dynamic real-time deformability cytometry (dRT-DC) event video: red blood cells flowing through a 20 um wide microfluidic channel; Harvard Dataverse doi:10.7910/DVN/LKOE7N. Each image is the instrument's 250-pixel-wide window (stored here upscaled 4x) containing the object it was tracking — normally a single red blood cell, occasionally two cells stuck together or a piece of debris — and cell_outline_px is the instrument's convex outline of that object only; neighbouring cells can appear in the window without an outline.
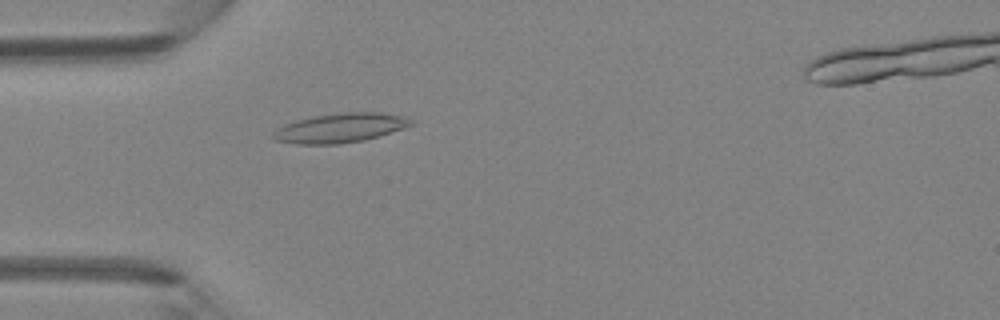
{"species": "Egyptian fruit bat (a non-hibernating species)", "species_latin": "Rousettus aegyptiacus", "temperature_condition": "room temperature", "stored_images_in_passage": 47, "camera_frame_rate_fps": 3000, "um_per_image_px": 0.085, "animal": {"sex": "female"}, "frame": {"image": 1, "passage_image": 14, "time_ms": 4.333, "image_size_px": [1000, 320], "cell_outline_px": [[412, 124], [364, 140], [340, 144], [296, 144], [276, 140], [272, 136], [272, 132], [276, 128], [284, 124], [296, 120], [316, 116], [344, 112], [380, 112], [404, 116], [412, 120]], "centroid_in_image_um": [28.85, 10.87], "position_along_channel_um": 56.2, "area_um2": 23.24}}
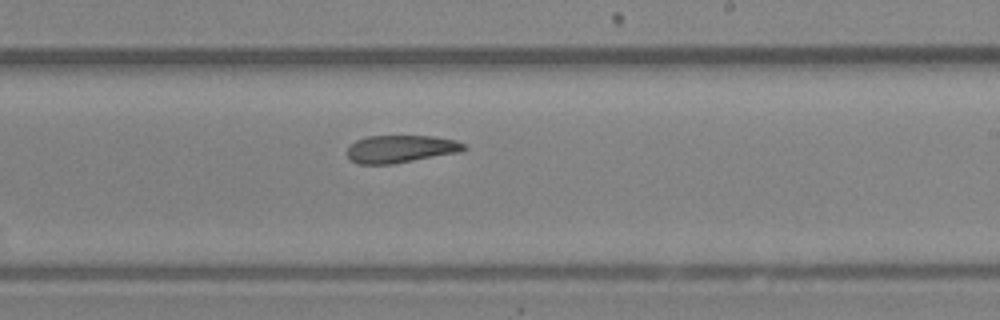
{"frame": {"image": 2, "passage_image": 28, "time_ms": 9.0, "image_size_px": [1000, 320], "cell_outline_px": [[468, 148], [460, 152], [392, 164], [360, 164], [352, 160], [348, 156], [348, 148], [356, 140], [368, 136], [432, 136], [456, 140], [464, 144]], "centroid_in_image_um": [34.09, 12.65], "position_along_channel_um": 254.9, "area_um2": 18.61}}
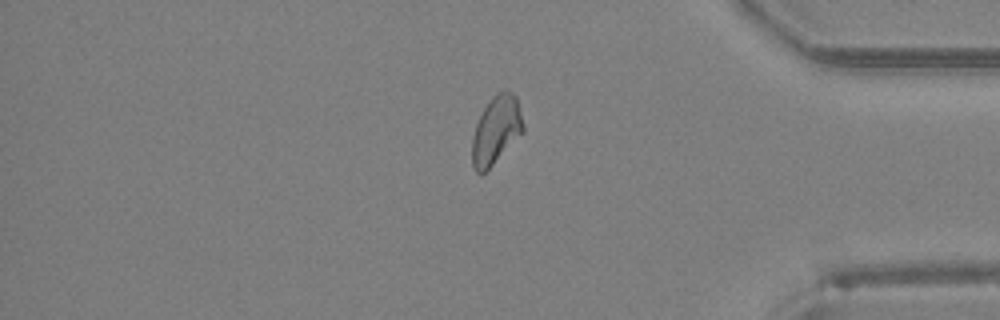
{"frame": {"image": 3, "passage_image": 39, "time_ms": 12.667, "image_size_px": [1000, 320], "cell_outline_px": [[524, 132], [480, 176], [472, 168], [472, 136], [476, 124], [484, 108], [492, 96], [496, 92], [504, 88], [508, 88], [516, 96], [524, 124]], "centroid_in_image_um": [42.17, 11.02], "position_along_channel_um": 393.0, "area_um2": 20.4}}